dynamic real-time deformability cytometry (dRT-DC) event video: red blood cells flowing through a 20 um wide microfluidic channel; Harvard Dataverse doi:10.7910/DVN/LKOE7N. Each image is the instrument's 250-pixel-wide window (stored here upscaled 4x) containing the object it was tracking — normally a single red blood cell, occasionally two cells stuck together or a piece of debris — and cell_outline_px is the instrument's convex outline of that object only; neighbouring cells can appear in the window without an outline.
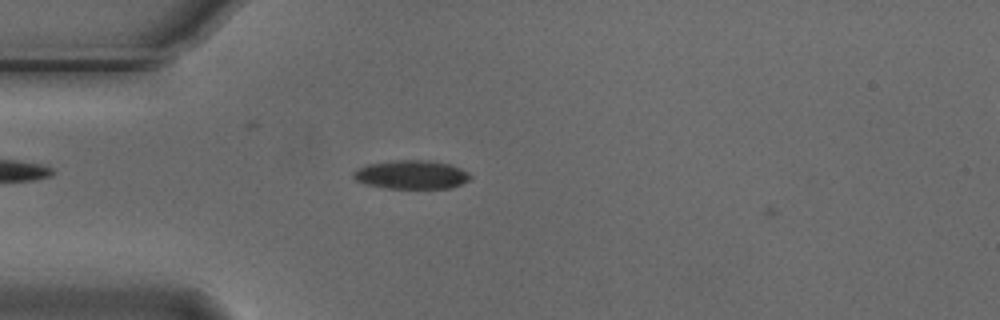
{"species": "Egyptian fruit bat (a non-hibernating species)", "species_latin": "Rousettus aegyptiacus", "temperature_condition": "cold", "stored_images_in_passage": 2, "segment_of_instrument_passage": [1, 2], "camera_frame_rate_fps": 3000, "um_per_image_px": 0.085, "animal": {"sex": "male"}, "frame": {"image": 1, "passage_image": 1, "time_ms": 0.0, "image_size_px": [1000, 320], "cell_outline_px": [[472, 176], [468, 180], [452, 188], [384, 188], [368, 184], [356, 180], [352, 176], [352, 172], [356, 168], [368, 164], [396, 160], [428, 160], [448, 164], [460, 168], [468, 172]], "centroid_in_image_um": [34.95, 14.84], "position_along_channel_um": 50.0, "area_um2": 19.48}}